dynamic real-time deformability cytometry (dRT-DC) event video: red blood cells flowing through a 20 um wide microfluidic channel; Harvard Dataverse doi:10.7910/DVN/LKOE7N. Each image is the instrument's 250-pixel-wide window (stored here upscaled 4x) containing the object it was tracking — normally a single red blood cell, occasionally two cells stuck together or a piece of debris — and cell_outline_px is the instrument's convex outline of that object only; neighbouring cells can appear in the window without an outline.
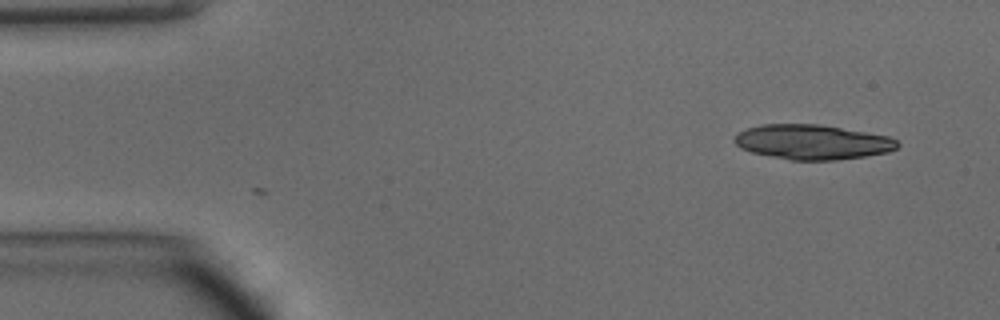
{"species": "common noctule bat (a hibernating species)", "species_latin": "Nyctalus noctula", "temperature_condition": "warm", "stored_images_in_passage": 6, "camera_frame_rate_fps": 3000, "um_per_image_px": 0.085, "animal": {"sex": "male", "body_mass_g": 15.6}, "frame": {"image": 1, "passage_image": 6, "time_ms": 1.667, "image_size_px": [1000, 320], "cell_outline_px": [[900, 144], [896, 148], [888, 152], [864, 156], [836, 160], [788, 160], [752, 152], [740, 148], [732, 140], [736, 132], [760, 124], [816, 124], [888, 136], [896, 140]], "centroid_in_image_um": [68.99, 12.07], "position_along_channel_um": 16.0, "area_um2": 32.95}}